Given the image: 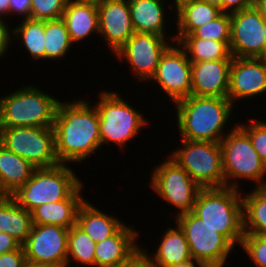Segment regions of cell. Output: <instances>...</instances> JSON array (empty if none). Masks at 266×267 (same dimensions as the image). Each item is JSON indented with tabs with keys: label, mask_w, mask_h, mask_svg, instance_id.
Segmentation results:
<instances>
[{
	"label": "cell",
	"mask_w": 266,
	"mask_h": 267,
	"mask_svg": "<svg viewBox=\"0 0 266 267\" xmlns=\"http://www.w3.org/2000/svg\"><path fill=\"white\" fill-rule=\"evenodd\" d=\"M95 105L84 99L60 103L53 125L55 153L61 164L79 163L101 146Z\"/></svg>",
	"instance_id": "cell-1"
},
{
	"label": "cell",
	"mask_w": 266,
	"mask_h": 267,
	"mask_svg": "<svg viewBox=\"0 0 266 267\" xmlns=\"http://www.w3.org/2000/svg\"><path fill=\"white\" fill-rule=\"evenodd\" d=\"M180 139L218 142L231 119L234 105L229 98L190 95L174 104Z\"/></svg>",
	"instance_id": "cell-2"
},
{
	"label": "cell",
	"mask_w": 266,
	"mask_h": 267,
	"mask_svg": "<svg viewBox=\"0 0 266 267\" xmlns=\"http://www.w3.org/2000/svg\"><path fill=\"white\" fill-rule=\"evenodd\" d=\"M242 191L237 188H202L192 212L216 229L233 246L242 243L244 218Z\"/></svg>",
	"instance_id": "cell-3"
},
{
	"label": "cell",
	"mask_w": 266,
	"mask_h": 267,
	"mask_svg": "<svg viewBox=\"0 0 266 267\" xmlns=\"http://www.w3.org/2000/svg\"><path fill=\"white\" fill-rule=\"evenodd\" d=\"M60 101L36 86L0 98V127H53Z\"/></svg>",
	"instance_id": "cell-4"
},
{
	"label": "cell",
	"mask_w": 266,
	"mask_h": 267,
	"mask_svg": "<svg viewBox=\"0 0 266 267\" xmlns=\"http://www.w3.org/2000/svg\"><path fill=\"white\" fill-rule=\"evenodd\" d=\"M83 182L68 164L36 168L31 178L11 196L30 213L45 203L67 199Z\"/></svg>",
	"instance_id": "cell-5"
},
{
	"label": "cell",
	"mask_w": 266,
	"mask_h": 267,
	"mask_svg": "<svg viewBox=\"0 0 266 267\" xmlns=\"http://www.w3.org/2000/svg\"><path fill=\"white\" fill-rule=\"evenodd\" d=\"M220 145L225 187L240 189L237 179L254 181L256 188L266 187V165L253 148L249 136L237 124L232 126Z\"/></svg>",
	"instance_id": "cell-6"
},
{
	"label": "cell",
	"mask_w": 266,
	"mask_h": 267,
	"mask_svg": "<svg viewBox=\"0 0 266 267\" xmlns=\"http://www.w3.org/2000/svg\"><path fill=\"white\" fill-rule=\"evenodd\" d=\"M122 98L113 91H101L98 96L95 107L100 121L101 146L113 142L123 148L148 124L144 115Z\"/></svg>",
	"instance_id": "cell-7"
},
{
	"label": "cell",
	"mask_w": 266,
	"mask_h": 267,
	"mask_svg": "<svg viewBox=\"0 0 266 267\" xmlns=\"http://www.w3.org/2000/svg\"><path fill=\"white\" fill-rule=\"evenodd\" d=\"M169 155L202 188L225 187L221 145L218 142L181 139Z\"/></svg>",
	"instance_id": "cell-8"
},
{
	"label": "cell",
	"mask_w": 266,
	"mask_h": 267,
	"mask_svg": "<svg viewBox=\"0 0 266 267\" xmlns=\"http://www.w3.org/2000/svg\"><path fill=\"white\" fill-rule=\"evenodd\" d=\"M0 144L36 168L60 164L52 127H0Z\"/></svg>",
	"instance_id": "cell-9"
},
{
	"label": "cell",
	"mask_w": 266,
	"mask_h": 267,
	"mask_svg": "<svg viewBox=\"0 0 266 267\" xmlns=\"http://www.w3.org/2000/svg\"><path fill=\"white\" fill-rule=\"evenodd\" d=\"M184 231L191 257L206 267H223L234 246L192 211L174 216Z\"/></svg>",
	"instance_id": "cell-10"
},
{
	"label": "cell",
	"mask_w": 266,
	"mask_h": 267,
	"mask_svg": "<svg viewBox=\"0 0 266 267\" xmlns=\"http://www.w3.org/2000/svg\"><path fill=\"white\" fill-rule=\"evenodd\" d=\"M150 187L163 201L178 209L176 216L190 212L202 189L173 159H168L153 169Z\"/></svg>",
	"instance_id": "cell-11"
},
{
	"label": "cell",
	"mask_w": 266,
	"mask_h": 267,
	"mask_svg": "<svg viewBox=\"0 0 266 267\" xmlns=\"http://www.w3.org/2000/svg\"><path fill=\"white\" fill-rule=\"evenodd\" d=\"M166 40L167 37L154 33L135 32L114 55L128 62L138 81H148L155 75L162 55L173 44Z\"/></svg>",
	"instance_id": "cell-12"
},
{
	"label": "cell",
	"mask_w": 266,
	"mask_h": 267,
	"mask_svg": "<svg viewBox=\"0 0 266 267\" xmlns=\"http://www.w3.org/2000/svg\"><path fill=\"white\" fill-rule=\"evenodd\" d=\"M230 52L238 58H265L264 19L253 5L230 14Z\"/></svg>",
	"instance_id": "cell-13"
},
{
	"label": "cell",
	"mask_w": 266,
	"mask_h": 267,
	"mask_svg": "<svg viewBox=\"0 0 266 267\" xmlns=\"http://www.w3.org/2000/svg\"><path fill=\"white\" fill-rule=\"evenodd\" d=\"M175 44L162 55L150 80L156 81L172 102L177 103L191 95L192 63L186 51L178 43Z\"/></svg>",
	"instance_id": "cell-14"
},
{
	"label": "cell",
	"mask_w": 266,
	"mask_h": 267,
	"mask_svg": "<svg viewBox=\"0 0 266 267\" xmlns=\"http://www.w3.org/2000/svg\"><path fill=\"white\" fill-rule=\"evenodd\" d=\"M69 229L58 225H33L22 245L25 258L55 267H67Z\"/></svg>",
	"instance_id": "cell-15"
},
{
	"label": "cell",
	"mask_w": 266,
	"mask_h": 267,
	"mask_svg": "<svg viewBox=\"0 0 266 267\" xmlns=\"http://www.w3.org/2000/svg\"><path fill=\"white\" fill-rule=\"evenodd\" d=\"M263 93H266V58L233 57L228 87V98L233 105L235 100Z\"/></svg>",
	"instance_id": "cell-16"
},
{
	"label": "cell",
	"mask_w": 266,
	"mask_h": 267,
	"mask_svg": "<svg viewBox=\"0 0 266 267\" xmlns=\"http://www.w3.org/2000/svg\"><path fill=\"white\" fill-rule=\"evenodd\" d=\"M97 9L99 34L115 54L135 33L128 0H103Z\"/></svg>",
	"instance_id": "cell-17"
},
{
	"label": "cell",
	"mask_w": 266,
	"mask_h": 267,
	"mask_svg": "<svg viewBox=\"0 0 266 267\" xmlns=\"http://www.w3.org/2000/svg\"><path fill=\"white\" fill-rule=\"evenodd\" d=\"M232 60L223 59L192 63L191 95L228 98Z\"/></svg>",
	"instance_id": "cell-18"
},
{
	"label": "cell",
	"mask_w": 266,
	"mask_h": 267,
	"mask_svg": "<svg viewBox=\"0 0 266 267\" xmlns=\"http://www.w3.org/2000/svg\"><path fill=\"white\" fill-rule=\"evenodd\" d=\"M138 231L126 223L112 236L96 243L94 267H116L140 249Z\"/></svg>",
	"instance_id": "cell-19"
},
{
	"label": "cell",
	"mask_w": 266,
	"mask_h": 267,
	"mask_svg": "<svg viewBox=\"0 0 266 267\" xmlns=\"http://www.w3.org/2000/svg\"><path fill=\"white\" fill-rule=\"evenodd\" d=\"M83 183L67 198L57 202L42 204L31 212L33 225H58L71 228L76 224L79 206L82 198Z\"/></svg>",
	"instance_id": "cell-20"
},
{
	"label": "cell",
	"mask_w": 266,
	"mask_h": 267,
	"mask_svg": "<svg viewBox=\"0 0 266 267\" xmlns=\"http://www.w3.org/2000/svg\"><path fill=\"white\" fill-rule=\"evenodd\" d=\"M62 19L73 44L94 32L99 35V14L95 3L68 0Z\"/></svg>",
	"instance_id": "cell-21"
},
{
	"label": "cell",
	"mask_w": 266,
	"mask_h": 267,
	"mask_svg": "<svg viewBox=\"0 0 266 267\" xmlns=\"http://www.w3.org/2000/svg\"><path fill=\"white\" fill-rule=\"evenodd\" d=\"M87 201L79 206L76 225L95 243L114 235L124 225L117 217L100 211Z\"/></svg>",
	"instance_id": "cell-22"
},
{
	"label": "cell",
	"mask_w": 266,
	"mask_h": 267,
	"mask_svg": "<svg viewBox=\"0 0 266 267\" xmlns=\"http://www.w3.org/2000/svg\"><path fill=\"white\" fill-rule=\"evenodd\" d=\"M177 33L169 39L179 43L186 35L192 34L197 28L214 20L222 11L216 6L200 0H192L176 8Z\"/></svg>",
	"instance_id": "cell-23"
},
{
	"label": "cell",
	"mask_w": 266,
	"mask_h": 267,
	"mask_svg": "<svg viewBox=\"0 0 266 267\" xmlns=\"http://www.w3.org/2000/svg\"><path fill=\"white\" fill-rule=\"evenodd\" d=\"M35 169L29 161L0 144V195L11 196L31 178Z\"/></svg>",
	"instance_id": "cell-24"
},
{
	"label": "cell",
	"mask_w": 266,
	"mask_h": 267,
	"mask_svg": "<svg viewBox=\"0 0 266 267\" xmlns=\"http://www.w3.org/2000/svg\"><path fill=\"white\" fill-rule=\"evenodd\" d=\"M164 3V0H128L135 32L167 37Z\"/></svg>",
	"instance_id": "cell-25"
},
{
	"label": "cell",
	"mask_w": 266,
	"mask_h": 267,
	"mask_svg": "<svg viewBox=\"0 0 266 267\" xmlns=\"http://www.w3.org/2000/svg\"><path fill=\"white\" fill-rule=\"evenodd\" d=\"M175 225L177 226L173 228L168 227L162 234L163 239L159 242L155 254L151 256L147 252L153 267L180 264L192 258L184 231L178 224Z\"/></svg>",
	"instance_id": "cell-26"
},
{
	"label": "cell",
	"mask_w": 266,
	"mask_h": 267,
	"mask_svg": "<svg viewBox=\"0 0 266 267\" xmlns=\"http://www.w3.org/2000/svg\"><path fill=\"white\" fill-rule=\"evenodd\" d=\"M33 227L29 211L19 206L12 196L0 195V232H5L23 245Z\"/></svg>",
	"instance_id": "cell-27"
},
{
	"label": "cell",
	"mask_w": 266,
	"mask_h": 267,
	"mask_svg": "<svg viewBox=\"0 0 266 267\" xmlns=\"http://www.w3.org/2000/svg\"><path fill=\"white\" fill-rule=\"evenodd\" d=\"M244 234L266 235V187L242 197Z\"/></svg>",
	"instance_id": "cell-28"
},
{
	"label": "cell",
	"mask_w": 266,
	"mask_h": 267,
	"mask_svg": "<svg viewBox=\"0 0 266 267\" xmlns=\"http://www.w3.org/2000/svg\"><path fill=\"white\" fill-rule=\"evenodd\" d=\"M178 44L186 51L191 63L233 59L230 52V41L183 38Z\"/></svg>",
	"instance_id": "cell-29"
},
{
	"label": "cell",
	"mask_w": 266,
	"mask_h": 267,
	"mask_svg": "<svg viewBox=\"0 0 266 267\" xmlns=\"http://www.w3.org/2000/svg\"><path fill=\"white\" fill-rule=\"evenodd\" d=\"M10 34L23 44L33 60H45V20L26 19Z\"/></svg>",
	"instance_id": "cell-30"
},
{
	"label": "cell",
	"mask_w": 266,
	"mask_h": 267,
	"mask_svg": "<svg viewBox=\"0 0 266 267\" xmlns=\"http://www.w3.org/2000/svg\"><path fill=\"white\" fill-rule=\"evenodd\" d=\"M45 59L55 60L67 56L72 41L62 18L45 20Z\"/></svg>",
	"instance_id": "cell-31"
},
{
	"label": "cell",
	"mask_w": 266,
	"mask_h": 267,
	"mask_svg": "<svg viewBox=\"0 0 266 267\" xmlns=\"http://www.w3.org/2000/svg\"><path fill=\"white\" fill-rule=\"evenodd\" d=\"M67 266L71 259L94 267L96 243L76 224L69 228Z\"/></svg>",
	"instance_id": "cell-32"
},
{
	"label": "cell",
	"mask_w": 266,
	"mask_h": 267,
	"mask_svg": "<svg viewBox=\"0 0 266 267\" xmlns=\"http://www.w3.org/2000/svg\"><path fill=\"white\" fill-rule=\"evenodd\" d=\"M231 17L222 12L214 20L197 28L184 38H202L215 41H230Z\"/></svg>",
	"instance_id": "cell-33"
},
{
	"label": "cell",
	"mask_w": 266,
	"mask_h": 267,
	"mask_svg": "<svg viewBox=\"0 0 266 267\" xmlns=\"http://www.w3.org/2000/svg\"><path fill=\"white\" fill-rule=\"evenodd\" d=\"M31 19L51 20L62 18L68 0H31Z\"/></svg>",
	"instance_id": "cell-34"
},
{
	"label": "cell",
	"mask_w": 266,
	"mask_h": 267,
	"mask_svg": "<svg viewBox=\"0 0 266 267\" xmlns=\"http://www.w3.org/2000/svg\"><path fill=\"white\" fill-rule=\"evenodd\" d=\"M251 123L237 125L249 136L253 148L260 156L262 162L266 165V121L250 119Z\"/></svg>",
	"instance_id": "cell-35"
},
{
	"label": "cell",
	"mask_w": 266,
	"mask_h": 267,
	"mask_svg": "<svg viewBox=\"0 0 266 267\" xmlns=\"http://www.w3.org/2000/svg\"><path fill=\"white\" fill-rule=\"evenodd\" d=\"M240 247L256 267H266V235L244 234Z\"/></svg>",
	"instance_id": "cell-36"
},
{
	"label": "cell",
	"mask_w": 266,
	"mask_h": 267,
	"mask_svg": "<svg viewBox=\"0 0 266 267\" xmlns=\"http://www.w3.org/2000/svg\"><path fill=\"white\" fill-rule=\"evenodd\" d=\"M25 259V252L21 245L18 249L0 255V267H21Z\"/></svg>",
	"instance_id": "cell-37"
},
{
	"label": "cell",
	"mask_w": 266,
	"mask_h": 267,
	"mask_svg": "<svg viewBox=\"0 0 266 267\" xmlns=\"http://www.w3.org/2000/svg\"><path fill=\"white\" fill-rule=\"evenodd\" d=\"M116 267H153L148 254L140 248L128 260L122 262Z\"/></svg>",
	"instance_id": "cell-38"
},
{
	"label": "cell",
	"mask_w": 266,
	"mask_h": 267,
	"mask_svg": "<svg viewBox=\"0 0 266 267\" xmlns=\"http://www.w3.org/2000/svg\"><path fill=\"white\" fill-rule=\"evenodd\" d=\"M31 0H10L9 15L23 16V20L31 19Z\"/></svg>",
	"instance_id": "cell-39"
},
{
	"label": "cell",
	"mask_w": 266,
	"mask_h": 267,
	"mask_svg": "<svg viewBox=\"0 0 266 267\" xmlns=\"http://www.w3.org/2000/svg\"><path fill=\"white\" fill-rule=\"evenodd\" d=\"M254 5V0H222V12L234 13Z\"/></svg>",
	"instance_id": "cell-40"
},
{
	"label": "cell",
	"mask_w": 266,
	"mask_h": 267,
	"mask_svg": "<svg viewBox=\"0 0 266 267\" xmlns=\"http://www.w3.org/2000/svg\"><path fill=\"white\" fill-rule=\"evenodd\" d=\"M10 33L7 23L0 20V58L5 56L4 54L7 53L10 43L13 41Z\"/></svg>",
	"instance_id": "cell-41"
},
{
	"label": "cell",
	"mask_w": 266,
	"mask_h": 267,
	"mask_svg": "<svg viewBox=\"0 0 266 267\" xmlns=\"http://www.w3.org/2000/svg\"><path fill=\"white\" fill-rule=\"evenodd\" d=\"M21 244L11 235L0 232V255L18 249Z\"/></svg>",
	"instance_id": "cell-42"
},
{
	"label": "cell",
	"mask_w": 266,
	"mask_h": 267,
	"mask_svg": "<svg viewBox=\"0 0 266 267\" xmlns=\"http://www.w3.org/2000/svg\"><path fill=\"white\" fill-rule=\"evenodd\" d=\"M197 266L206 267L201 261L195 260L193 258L180 264H170L164 267H197Z\"/></svg>",
	"instance_id": "cell-43"
},
{
	"label": "cell",
	"mask_w": 266,
	"mask_h": 267,
	"mask_svg": "<svg viewBox=\"0 0 266 267\" xmlns=\"http://www.w3.org/2000/svg\"><path fill=\"white\" fill-rule=\"evenodd\" d=\"M254 6L259 10L263 19H266V0H254Z\"/></svg>",
	"instance_id": "cell-44"
},
{
	"label": "cell",
	"mask_w": 266,
	"mask_h": 267,
	"mask_svg": "<svg viewBox=\"0 0 266 267\" xmlns=\"http://www.w3.org/2000/svg\"><path fill=\"white\" fill-rule=\"evenodd\" d=\"M9 1L10 0H0V20L2 21H5L3 20L4 15H9Z\"/></svg>",
	"instance_id": "cell-45"
},
{
	"label": "cell",
	"mask_w": 266,
	"mask_h": 267,
	"mask_svg": "<svg viewBox=\"0 0 266 267\" xmlns=\"http://www.w3.org/2000/svg\"><path fill=\"white\" fill-rule=\"evenodd\" d=\"M21 267H55V266L44 264V263H39V262H33L28 259H25Z\"/></svg>",
	"instance_id": "cell-46"
},
{
	"label": "cell",
	"mask_w": 266,
	"mask_h": 267,
	"mask_svg": "<svg viewBox=\"0 0 266 267\" xmlns=\"http://www.w3.org/2000/svg\"><path fill=\"white\" fill-rule=\"evenodd\" d=\"M202 2H206L208 3L209 5H213V6H216L218 7L219 9H221L222 11V0H200Z\"/></svg>",
	"instance_id": "cell-47"
},
{
	"label": "cell",
	"mask_w": 266,
	"mask_h": 267,
	"mask_svg": "<svg viewBox=\"0 0 266 267\" xmlns=\"http://www.w3.org/2000/svg\"><path fill=\"white\" fill-rule=\"evenodd\" d=\"M175 2L174 6L173 5H169L170 9L171 7L173 8H177L179 7L181 4L185 3V2H188V1H192V0H173Z\"/></svg>",
	"instance_id": "cell-48"
},
{
	"label": "cell",
	"mask_w": 266,
	"mask_h": 267,
	"mask_svg": "<svg viewBox=\"0 0 266 267\" xmlns=\"http://www.w3.org/2000/svg\"><path fill=\"white\" fill-rule=\"evenodd\" d=\"M69 1H71V0H69ZM72 1L90 2V3L98 4L99 2H102L103 0H72Z\"/></svg>",
	"instance_id": "cell-49"
},
{
	"label": "cell",
	"mask_w": 266,
	"mask_h": 267,
	"mask_svg": "<svg viewBox=\"0 0 266 267\" xmlns=\"http://www.w3.org/2000/svg\"><path fill=\"white\" fill-rule=\"evenodd\" d=\"M264 36H265V40H266V19H264Z\"/></svg>",
	"instance_id": "cell-50"
}]
</instances>
